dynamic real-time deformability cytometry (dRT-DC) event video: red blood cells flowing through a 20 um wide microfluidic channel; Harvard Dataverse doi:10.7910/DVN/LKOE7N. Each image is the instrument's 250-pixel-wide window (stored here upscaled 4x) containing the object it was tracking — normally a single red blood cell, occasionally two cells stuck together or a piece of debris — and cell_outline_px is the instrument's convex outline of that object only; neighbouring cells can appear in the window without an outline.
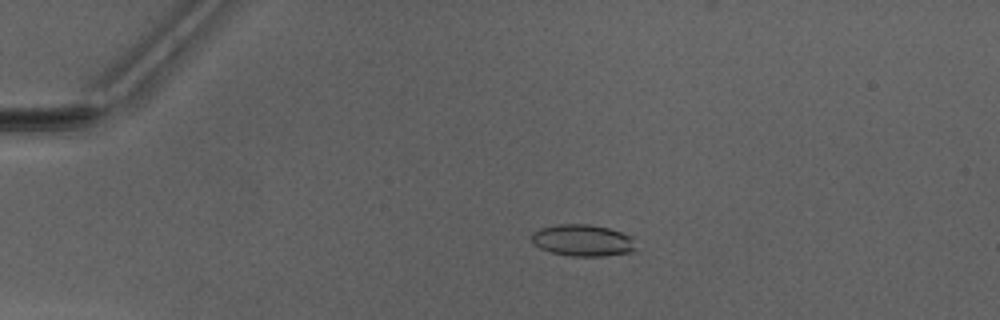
{"species": "Egyptian fruit bat (a non-hibernating species)", "species_latin": "Rousettus aegyptiacus", "temperature_condition": "warm", "stored_images_in_passage": 50, "camera_frame_rate_fps": 3000, "um_per_image_px": 0.085, "animal": {"sex": "male"}, "frame": {"image": 1, "passage_image": 11, "time_ms": 3.333, "image_size_px": [1000, 320], "cell_outline_px": [[632, 248], [628, 252], [600, 256], [572, 256], [552, 252], [540, 248], [532, 244], [532, 232], [540, 228], [556, 224], [588, 224], [608, 228], [632, 236]], "centroid_in_image_um": [49.44, 20.41], "position_along_channel_um": 35.6, "area_um2": 18.9}}
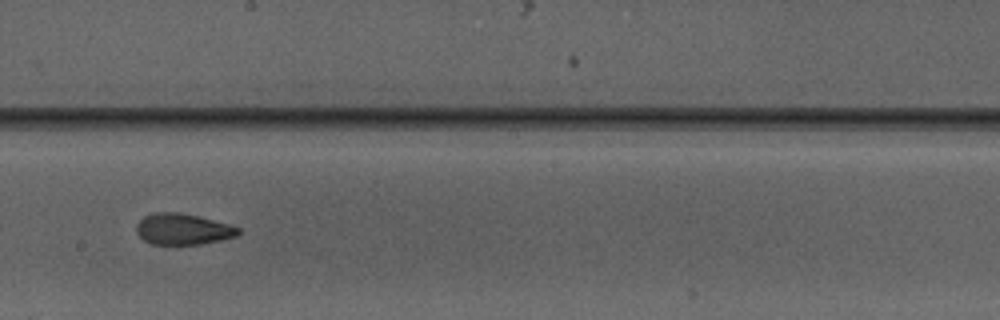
{"frame": {"image": 2, "passage_image": 29, "time_ms": 9.333, "image_size_px": [1000, 320], "cell_outline_px": [[240, 232], [236, 236], [220, 240], [200, 244], [152, 244], [144, 240], [136, 232], [136, 224], [144, 216], [152, 212], [180, 212], [228, 224], [240, 228]], "centroid_in_image_um": [15.51, 19.47], "position_along_channel_um": 232.7, "area_um2": 18.32}}
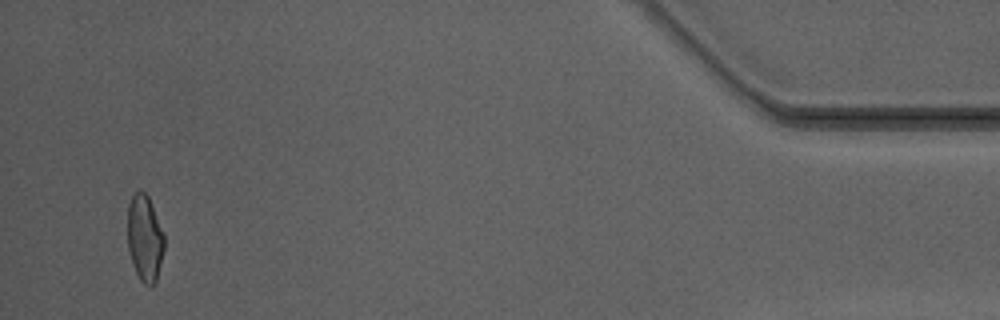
{"frame": {"image": 3, "passage_image": 48, "time_ms": 15.667, "image_size_px": [1000, 320], "cell_outline_px": [[164, 248], [156, 284], [152, 288], [144, 284], [140, 280], [132, 264], [128, 248], [128, 204], [132, 196], [140, 188], [148, 196], [164, 236]], "centroid_in_image_um": [12.3, 20.29], "position_along_channel_um": 422.9, "area_um2": 18.5}, "authors_computed_cell_mechanics": {"area_um2": 18.9006, "velocity_mm_per_s": 4.1877, "shape_relaxation_time_tau1_ms": 8.1779, "shape_relaxation_time_tau2_ms": 1.5703, "deformation_change_tau1": 0.2106, "deformation_change_tau2": 0.0785}}